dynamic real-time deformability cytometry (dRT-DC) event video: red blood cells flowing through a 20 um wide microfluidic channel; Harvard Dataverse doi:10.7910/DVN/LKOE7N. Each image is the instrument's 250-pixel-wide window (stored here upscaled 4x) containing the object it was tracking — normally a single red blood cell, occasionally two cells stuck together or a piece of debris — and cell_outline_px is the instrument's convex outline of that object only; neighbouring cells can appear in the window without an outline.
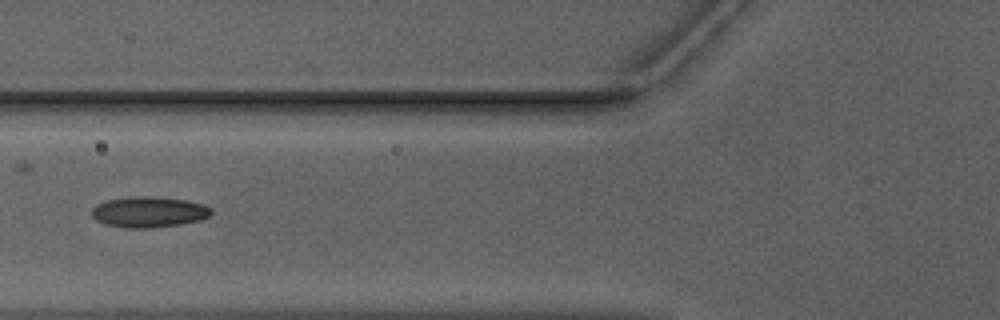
{"species": "Egyptian fruit bat (a non-hibernating species)", "species_latin": "Rousettus aegyptiacus", "temperature_condition": "warm", "stored_images_in_passage": 36, "camera_frame_rate_fps": 3000, "um_per_image_px": 0.085, "animal": {"sex": "male"}, "frame": {"image": 1, "passage_image": 4, "time_ms": 1.0, "image_size_px": [1000, 320], "cell_outline_px": [[212, 212], [208, 216], [200, 220], [180, 224], [152, 228], [128, 228], [104, 224], [96, 220], [92, 216], [92, 208], [96, 204], [108, 200], [132, 196], [156, 196], [184, 200], [204, 204], [212, 208]], "centroid_in_image_um": [12.64, 18.01], "position_along_channel_um": 113.2, "area_um2": 21.5}}
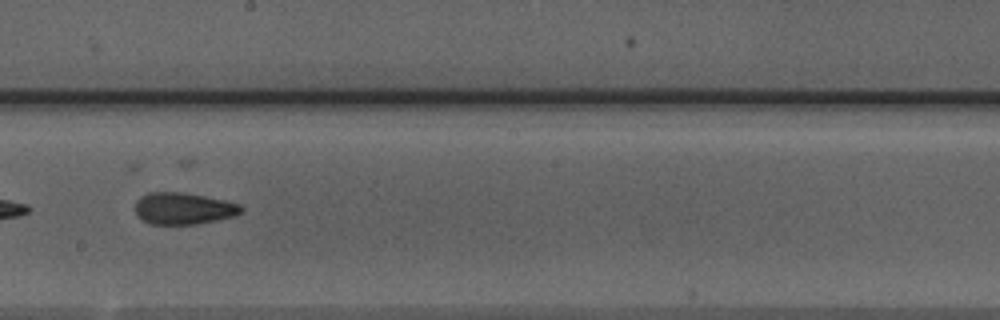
{"frame": {"image": 2, "passage_image": 13, "time_ms": 4.0, "image_size_px": [1000, 320], "cell_outline_px": [[244, 208], [240, 212], [232, 216], [196, 224], [152, 224], [136, 216], [136, 200], [140, 196], [148, 192], [184, 192], [224, 200], [240, 204]], "centroid_in_image_um": [15.56, 17.7], "position_along_channel_um": 232.6, "area_um2": 19.48}}
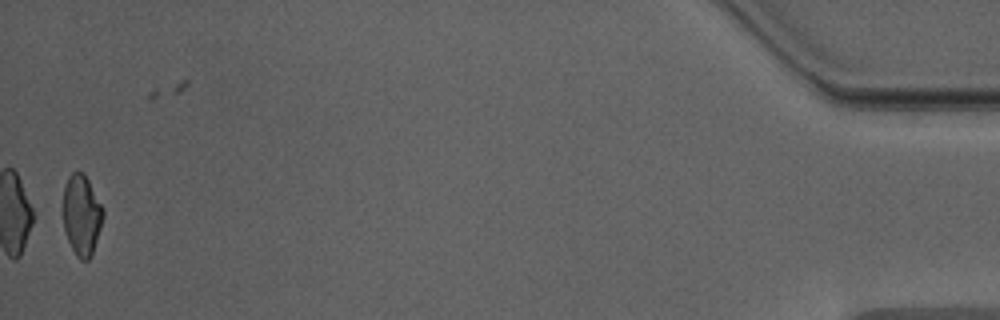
{"frame": {"image": 3, "passage_image": 35, "time_ms": 11.333, "image_size_px": [1000, 320], "cell_outline_px": [[104, 216], [92, 252], [88, 260], [80, 260], [76, 256], [68, 240], [64, 228], [64, 184], [68, 176], [72, 172], [84, 172], [104, 208]], "centroid_in_image_um": [6.95, 18.24], "position_along_channel_um": 428.3, "area_um2": 18.67}}